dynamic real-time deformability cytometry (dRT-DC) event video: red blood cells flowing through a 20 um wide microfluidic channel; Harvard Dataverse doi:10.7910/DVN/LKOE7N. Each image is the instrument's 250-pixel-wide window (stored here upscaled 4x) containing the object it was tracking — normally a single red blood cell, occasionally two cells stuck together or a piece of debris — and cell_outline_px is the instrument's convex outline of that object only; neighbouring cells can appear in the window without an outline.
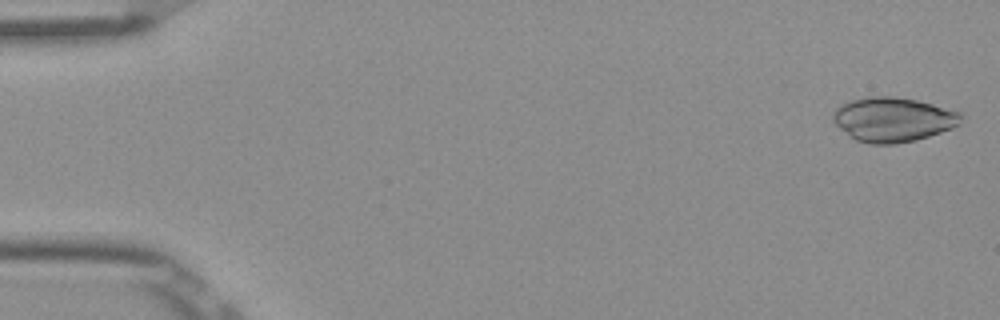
{"species": "Egyptian fruit bat (a non-hibernating species)", "species_latin": "Rousettus aegyptiacus", "temperature_condition": "room temperature", "stored_images_in_passage": 51, "camera_frame_rate_fps": 3000, "um_per_image_px": 0.085, "frame": {"image": 1, "passage_image": 1, "time_ms": 0.0, "image_size_px": [1000, 320], "cell_outline_px": [[964, 116], [960, 124], [952, 128], [916, 140], [896, 144], [868, 144], [856, 140], [848, 136], [832, 120], [832, 112], [840, 104], [852, 100], [868, 96], [892, 96], [916, 100], [932, 104], [960, 112]], "centroid_in_image_um": [75.89, 10.16], "position_along_channel_um": 9.1, "area_um2": 33.35}}
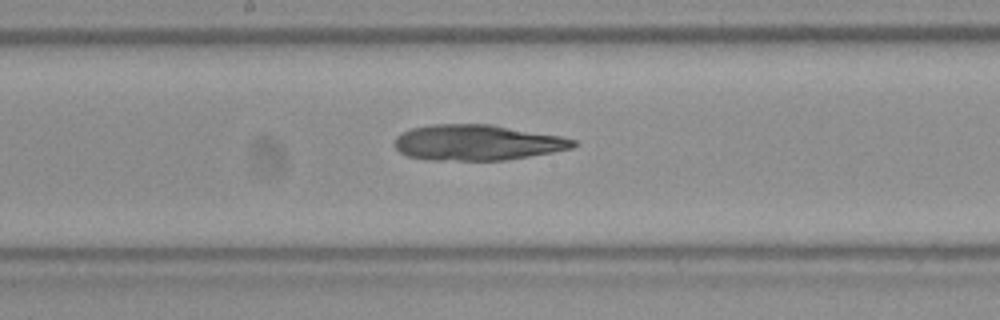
{"frame": {"image": 2, "passage_image": 27, "time_ms": 8.667, "image_size_px": [1000, 320], "cell_outline_px": [[580, 144], [572, 148], [552, 152], [504, 160], [424, 160], [408, 156], [400, 152], [392, 144], [396, 136], [412, 128], [432, 124], [492, 124], [560, 136], [576, 140]], "centroid_in_image_um": [40.54, 12.11], "position_along_channel_um": 207.7, "area_um2": 37.22}}
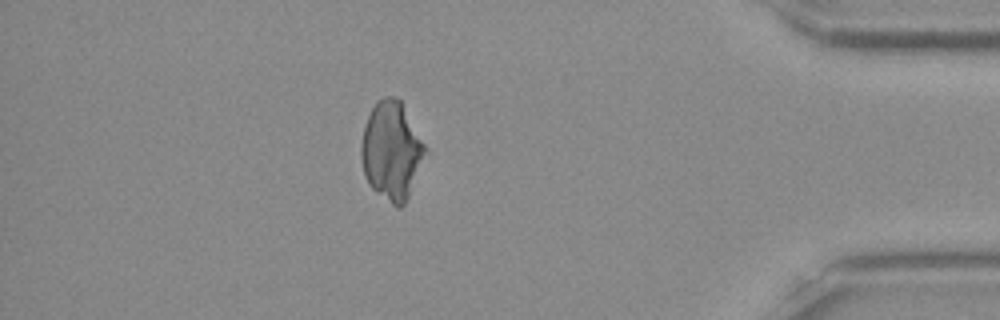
{"frame": {"image": 3, "passage_image": 45, "time_ms": 14.667, "image_size_px": [1000, 320], "cell_outline_px": [[428, 152], [408, 196], [404, 204], [400, 208], [396, 208], [376, 192], [368, 184], [364, 176], [360, 156], [360, 144], [364, 128], [368, 116], [376, 100], [384, 96], [392, 96], [400, 100], [428, 148]], "centroid_in_image_um": [33.28, 12.82], "position_along_channel_um": 401.9, "area_um2": 36.99}}